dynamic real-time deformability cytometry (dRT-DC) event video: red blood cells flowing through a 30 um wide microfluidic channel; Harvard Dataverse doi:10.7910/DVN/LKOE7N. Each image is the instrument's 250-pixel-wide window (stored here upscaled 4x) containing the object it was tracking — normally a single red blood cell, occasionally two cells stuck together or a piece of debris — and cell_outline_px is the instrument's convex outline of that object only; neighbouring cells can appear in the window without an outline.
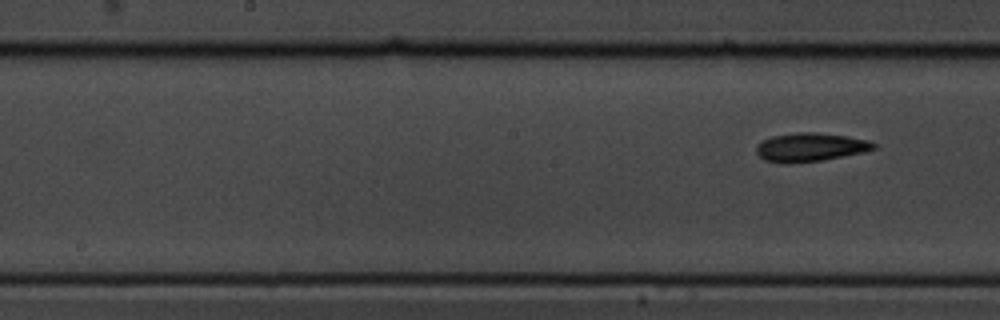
{"species": "common noctule bat (a hibernating species)", "species_latin": "Nyctalus noctula", "temperature_condition": "cold", "stored_images_in_passage": 10, "segment_of_instrument_passage": [2, 2], "camera_frame_rate_fps": 3000, "um_per_image_px": 0.085, "animal": {"sex": "male", "body_mass_g": 19.5, "forearm_length_mm": 54.6}, "frame": {"image": 1, "passage_image": 10, "time_ms": 3.0, "image_size_px": [1000, 320], "cell_outline_px": [[876, 148], [864, 152], [824, 160], [792, 164], [784, 164], [764, 160], [756, 152], [756, 148], [760, 140], [772, 136], [800, 132], [816, 132], [848, 136], [868, 140], [876, 144]], "centroid_in_image_um": [68.86, 12.52], "position_along_channel_um": 179.3, "area_um2": 19.83}}